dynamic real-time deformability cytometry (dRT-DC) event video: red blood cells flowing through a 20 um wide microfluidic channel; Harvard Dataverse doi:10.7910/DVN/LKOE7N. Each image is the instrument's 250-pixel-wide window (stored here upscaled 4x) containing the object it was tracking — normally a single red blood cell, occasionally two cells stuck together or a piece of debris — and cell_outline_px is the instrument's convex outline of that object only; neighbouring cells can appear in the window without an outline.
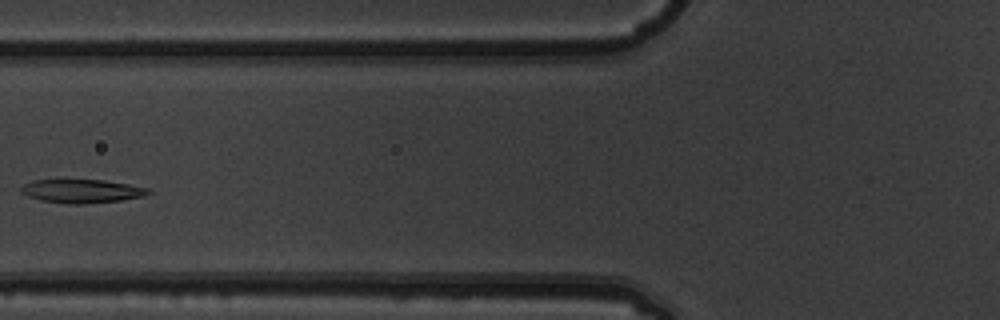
{"species": "common noctule bat (a hibernating species)", "species_latin": "Nyctalus noctula", "temperature_condition": "warm", "stored_images_in_passage": 2, "camera_frame_rate_fps": 3000, "um_per_image_px": 0.085, "animal": {"sex": "male", "body_mass_g": 19.5, "forearm_length_mm": 54.6}, "frame": {"image": 1, "passage_image": 2, "time_ms": 0.333, "image_size_px": [1000, 320], "cell_outline_px": [[152, 192], [144, 196], [120, 200], [84, 204], [68, 204], [40, 200], [28, 196], [20, 192], [20, 188], [24, 184], [32, 180], [104, 180], [128, 184], [148, 188]], "centroid_in_image_um": [6.94, 16.24], "position_along_channel_um": 118.9, "area_um2": 17.46}}